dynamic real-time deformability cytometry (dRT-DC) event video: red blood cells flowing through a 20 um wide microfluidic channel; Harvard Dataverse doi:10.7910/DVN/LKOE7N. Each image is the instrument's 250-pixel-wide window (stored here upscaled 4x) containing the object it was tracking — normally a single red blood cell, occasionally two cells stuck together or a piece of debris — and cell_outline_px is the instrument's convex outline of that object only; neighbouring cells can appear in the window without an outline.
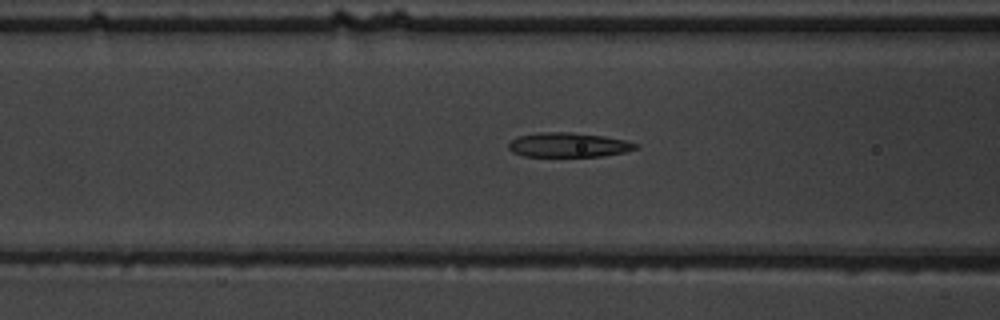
{"species": "common noctule bat (a hibernating species)", "species_latin": "Nyctalus noctula", "temperature_condition": "warm", "stored_images_in_passage": 39, "camera_frame_rate_fps": 3000, "um_per_image_px": 0.085, "animal": {"sex": "male", "body_mass_g": 19.5, "forearm_length_mm": 54.6}, "frame": {"image": 1, "passage_image": 13, "time_ms": 4.0, "image_size_px": [1000, 320], "cell_outline_px": [[640, 148], [624, 152], [604, 156], [524, 156], [512, 152], [508, 148], [508, 144], [512, 140], [520, 136], [540, 132], [572, 132], [604, 136], [624, 140], [640, 144]], "centroid_in_image_um": [48.36, 12.32], "position_along_channel_um": 118.2, "area_um2": 18.15}}
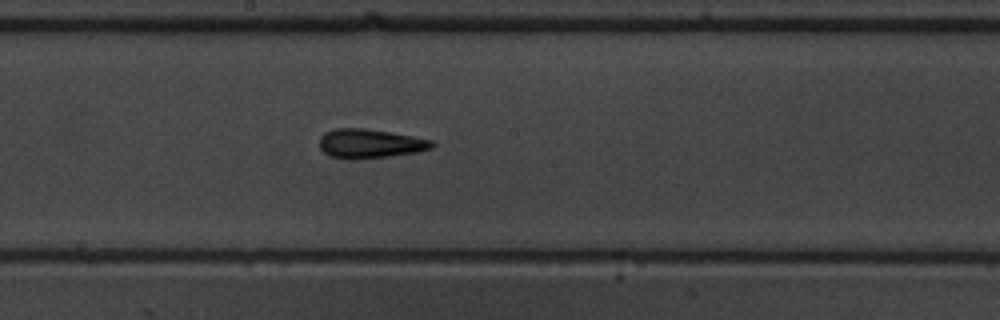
{"frame": {"image": 2, "passage_image": 21, "time_ms": 6.667, "image_size_px": [1000, 320], "cell_outline_px": [[436, 144], [432, 148], [416, 152], [388, 156], [356, 160], [352, 160], [332, 156], [324, 152], [320, 148], [320, 136], [324, 132], [336, 128], [364, 128], [412, 136], [432, 140]], "centroid_in_image_um": [31.44, 12.2], "position_along_channel_um": 216.8, "area_um2": 19.07}}
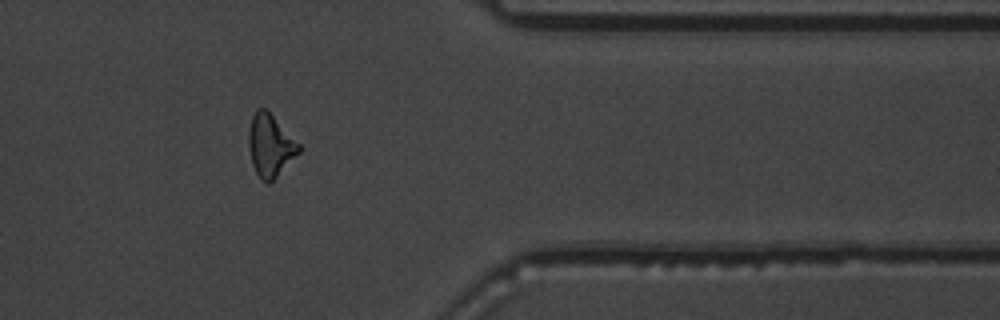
{"frame": {"image": 3, "passage_image": 36, "time_ms": 11.667, "image_size_px": [1000, 320], "cell_outline_px": [[300, 152], [268, 184], [260, 180], [252, 164], [248, 144], [248, 132], [252, 116], [256, 108], [264, 108], [300, 144]], "centroid_in_image_um": [22.94, 12.38], "position_along_channel_um": 388.5, "area_um2": 17.92}, "authors_computed_cell_mechanics": {"area_um2": 18.1492, "velocity_mm_per_s": 3.6988, "shape_relaxation_time_tau1_ms": 5.7107, "shape_relaxation_time_tau2_ms": 3.4901, "deformation_change_tau1": 0.2304, "deformation_change_tau2": 0.1532}}